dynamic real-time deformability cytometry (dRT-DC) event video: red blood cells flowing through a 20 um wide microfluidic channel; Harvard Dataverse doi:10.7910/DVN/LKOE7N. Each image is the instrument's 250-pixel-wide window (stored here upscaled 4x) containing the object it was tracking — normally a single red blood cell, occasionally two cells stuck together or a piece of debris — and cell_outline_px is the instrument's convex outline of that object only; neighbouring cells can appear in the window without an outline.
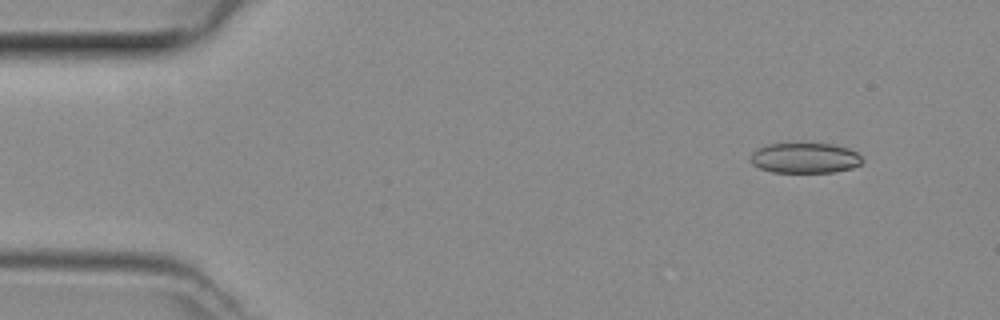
{"species": "common noctule bat (a hibernating species)", "species_latin": "Nyctalus noctula", "temperature_condition": "room temperature", "stored_images_in_passage": 48, "camera_frame_rate_fps": 3000, "um_per_image_px": 0.085, "animal": {"sex": "female", "body_mass_g": 29.2, "forearm_length_mm": 56.3}, "frame": {"image": 1, "passage_image": 5, "time_ms": 1.333, "image_size_px": [1000, 320], "cell_outline_px": [[864, 160], [860, 164], [852, 168], [832, 172], [772, 172], [760, 168], [752, 164], [748, 160], [752, 152], [756, 148], [768, 144], [804, 140], [832, 144], [848, 148], [856, 152]], "centroid_in_image_um": [68.37, 13.37], "position_along_channel_um": 16.6, "area_um2": 20.69}}
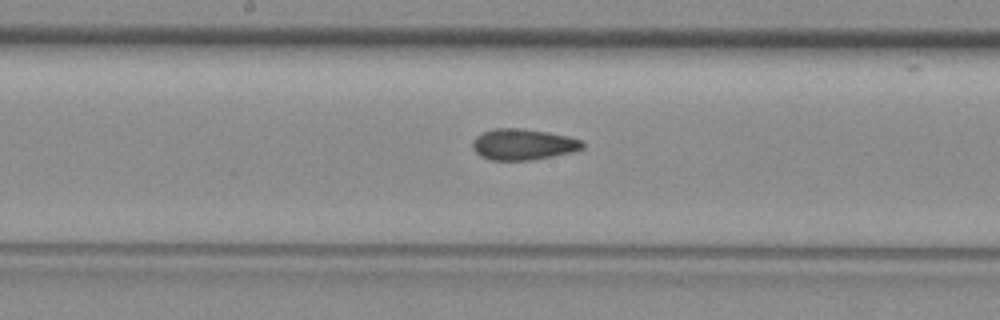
{"frame": {"image": 2, "passage_image": 25, "time_ms": 8.0, "image_size_px": [1000, 320], "cell_outline_px": [[584, 148], [572, 152], [552, 156], [528, 160], [492, 160], [480, 156], [472, 148], [472, 140], [476, 136], [492, 128], [520, 128], [548, 132], [568, 136], [580, 140], [584, 144]], "centroid_in_image_um": [44.44, 12.27], "position_along_channel_um": 203.8, "area_um2": 19.88}}
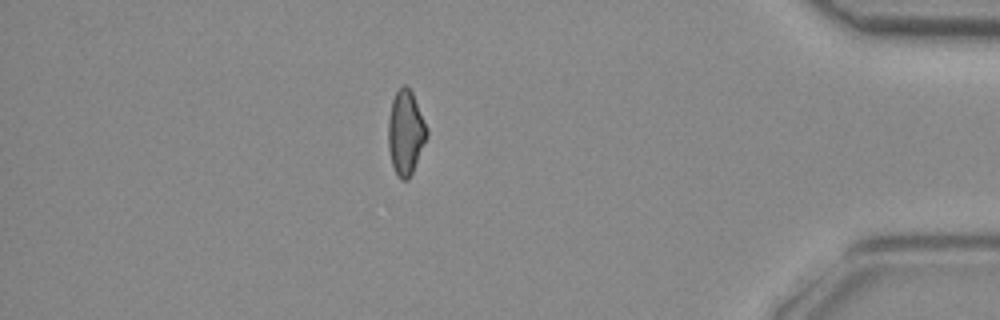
{"frame": {"image": 3, "passage_image": 42, "time_ms": 13.667, "image_size_px": [1000, 320], "cell_outline_px": [[428, 136], [412, 172], [408, 180], [400, 180], [396, 176], [392, 164], [388, 148], [388, 116], [392, 100], [396, 92], [404, 84], [412, 92], [428, 128]], "centroid_in_image_um": [34.47, 11.29], "position_along_channel_um": 400.7, "area_um2": 19.07}}